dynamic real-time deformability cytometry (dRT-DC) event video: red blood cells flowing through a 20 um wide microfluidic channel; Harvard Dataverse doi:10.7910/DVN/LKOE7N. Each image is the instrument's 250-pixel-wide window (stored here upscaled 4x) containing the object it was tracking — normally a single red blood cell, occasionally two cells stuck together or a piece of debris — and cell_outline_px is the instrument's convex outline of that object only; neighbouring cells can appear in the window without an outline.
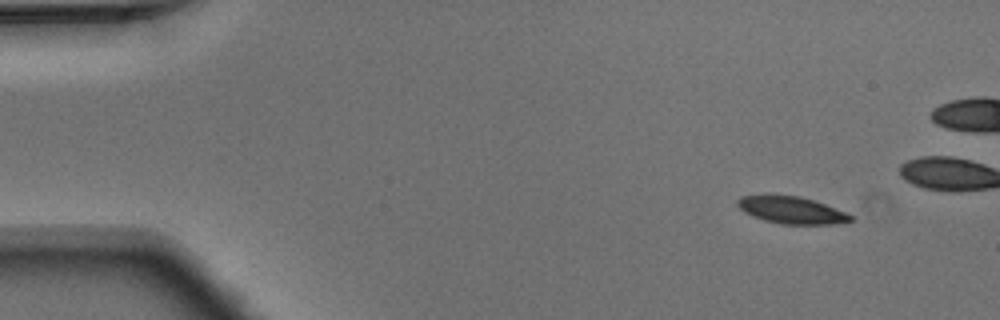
{"species": "Egyptian fruit bat (a non-hibernating species)", "species_latin": "Rousettus aegyptiacus", "temperature_condition": "warm", "stored_images_in_passage": 4, "camera_frame_rate_fps": 3000, "um_per_image_px": 0.085, "animal": {"sex": "male"}, "frame": {"image": 1, "passage_image": 1, "time_ms": 0.0, "image_size_px": [1000, 320], "cell_outline_px": [[852, 220], [840, 224], [780, 224], [764, 220], [752, 216], [744, 212], [736, 204], [736, 200], [740, 196], [800, 196], [824, 204], [844, 212], [852, 216]], "centroid_in_image_um": [67.26, 17.88], "position_along_channel_um": 17.7, "area_um2": 17.51}}